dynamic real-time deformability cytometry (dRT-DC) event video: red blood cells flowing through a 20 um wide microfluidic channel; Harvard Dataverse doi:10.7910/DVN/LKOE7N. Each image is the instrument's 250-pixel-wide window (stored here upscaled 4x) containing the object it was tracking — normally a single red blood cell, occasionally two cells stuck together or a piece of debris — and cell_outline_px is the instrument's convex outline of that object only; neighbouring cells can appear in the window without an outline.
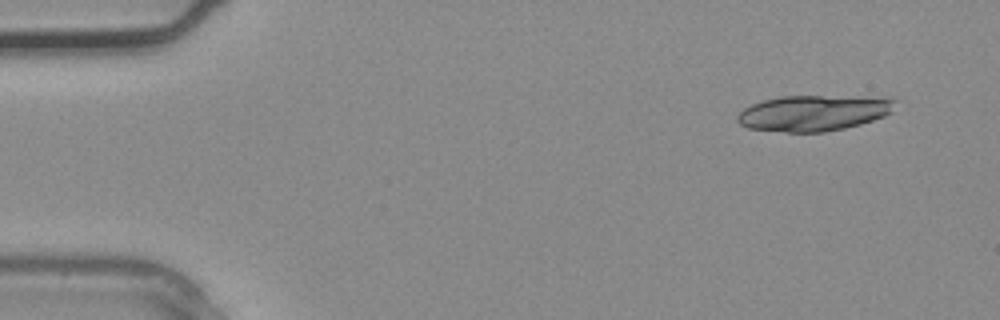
{"species": "common noctule bat (a hibernating species)", "species_latin": "Nyctalus noctula", "temperature_condition": "warm", "stored_images_in_passage": 3, "camera_frame_rate_fps": 3000, "um_per_image_px": 0.085, "animal": {"sex": "male", "body_mass_g": 20.4}, "frame": {"image": 1, "passage_image": 1, "time_ms": 0.0, "image_size_px": [1000, 320], "cell_outline_px": [[896, 100], [892, 112], [884, 116], [860, 124], [844, 128], [824, 132], [788, 132], [748, 128], [740, 124], [736, 120], [736, 116], [744, 108], [752, 104], [764, 100], [780, 96], [892, 96]], "centroid_in_image_um": [69.21, 9.58], "position_along_channel_um": 15.8, "area_um2": 33.23}}